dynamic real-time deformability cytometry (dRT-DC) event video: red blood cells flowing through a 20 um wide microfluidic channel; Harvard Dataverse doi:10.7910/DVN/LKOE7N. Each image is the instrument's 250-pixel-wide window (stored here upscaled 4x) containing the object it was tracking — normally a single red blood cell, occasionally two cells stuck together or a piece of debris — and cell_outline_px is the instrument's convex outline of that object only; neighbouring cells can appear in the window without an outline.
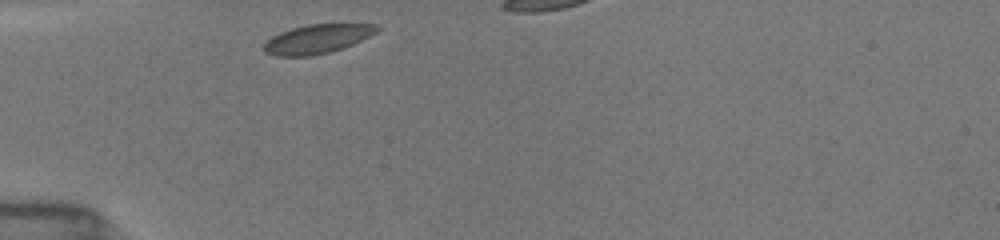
{"species": "common noctule bat (a hibernating species)", "species_latin": "Nyctalus noctula", "temperature_condition": "room temperature", "stored_images_in_passage": 8, "segment_of_instrument_passage": [1, 2], "camera_frame_rate_fps": 3000, "um_per_image_px": 0.085, "animal": {"sex": "female", "body_mass_g": 19.5, "forearm_length_mm": 54.1}, "frame": {"image": 1, "passage_image": 1, "time_ms": 0.0, "image_size_px": [1000, 240], "cell_outline_px": [[380, 28], [376, 32], [344, 48], [312, 56], [276, 56], [264, 52], [264, 44], [272, 36], [280, 32], [292, 28], [308, 24], [380, 24]], "centroid_in_image_um": [26.96, 3.31], "position_along_channel_um": 58.0, "area_um2": 19.02}}